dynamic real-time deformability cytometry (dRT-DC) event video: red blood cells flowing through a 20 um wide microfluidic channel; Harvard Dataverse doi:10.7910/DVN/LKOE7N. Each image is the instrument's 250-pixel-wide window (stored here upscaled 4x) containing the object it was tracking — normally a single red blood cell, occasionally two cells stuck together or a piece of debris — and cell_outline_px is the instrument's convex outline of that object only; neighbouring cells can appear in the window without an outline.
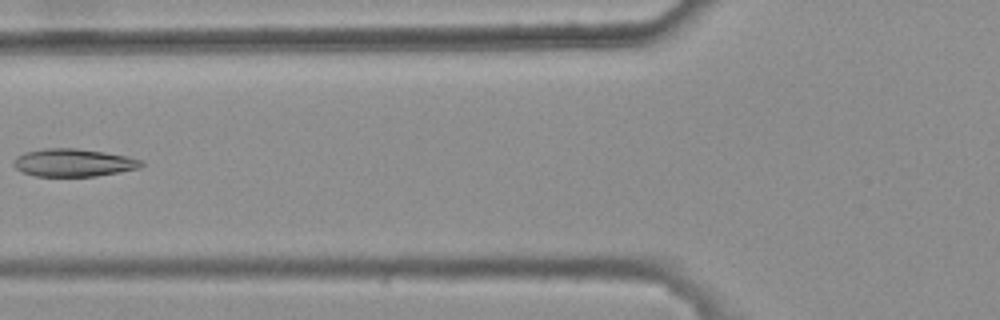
{"species": "common noctule bat (a hibernating species)", "species_latin": "Nyctalus noctula", "temperature_condition": "warm", "stored_images_in_passage": 5, "camera_frame_rate_fps": 3000, "um_per_image_px": 0.085, "animal": {"sex": "female", "body_mass_g": 25.1}, "frame": {"image": 1, "passage_image": 4, "time_ms": 1.0, "image_size_px": [1000, 320], "cell_outline_px": [[144, 164], [140, 168], [120, 172], [96, 176], [36, 176], [20, 172], [12, 164], [16, 156], [24, 152], [44, 148], [76, 148], [104, 152], [144, 160]], "centroid_in_image_um": [6.22, 13.83], "position_along_channel_um": 119.6, "area_um2": 20.81}}
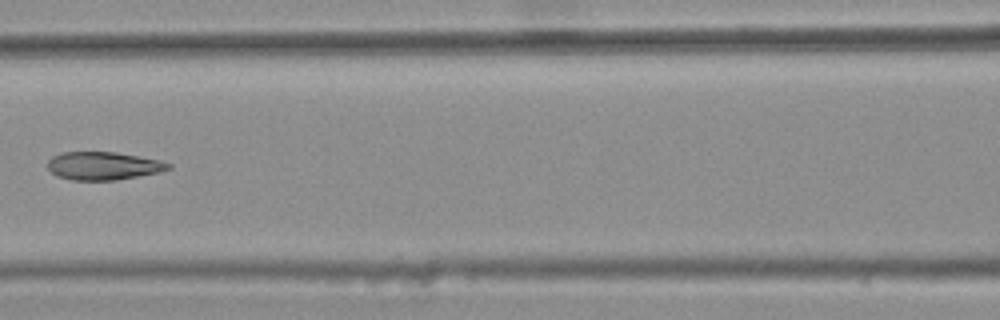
{"frame": {"image": 2, "passage_image": 5, "time_ms": 1.333, "image_size_px": [1000, 320], "cell_outline_px": [[172, 168], [160, 172], [116, 180], [72, 180], [56, 176], [48, 168], [48, 160], [52, 156], [60, 152], [116, 152], [156, 160], [172, 164]], "centroid_in_image_um": [8.75, 14.1], "position_along_channel_um": 157.9, "area_um2": 19.65}}